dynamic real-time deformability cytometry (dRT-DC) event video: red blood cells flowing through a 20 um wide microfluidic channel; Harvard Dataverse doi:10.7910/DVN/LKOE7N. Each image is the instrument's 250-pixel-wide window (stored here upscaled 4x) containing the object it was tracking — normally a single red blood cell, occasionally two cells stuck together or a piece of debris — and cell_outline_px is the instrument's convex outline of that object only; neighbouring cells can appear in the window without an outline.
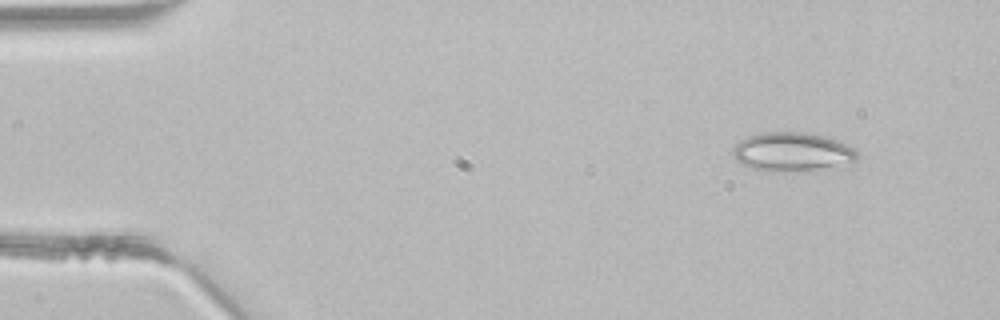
{"species": "common noctule bat (a hibernating species)", "species_latin": "Nyctalus noctula", "temperature_condition": "room temperature", "stored_images_in_passage": 42, "camera_frame_rate_fps": 3000, "um_per_image_px": 0.085, "animal": {"sex": "male", "body_mass_g": 21.5, "forearm_length_mm": 52.0}, "frame": {"image": 1, "passage_image": 1, "time_ms": 0.0, "image_size_px": [1000, 320], "cell_outline_px": [[860, 156], [856, 160], [816, 168], [752, 168], [736, 160], [732, 156], [732, 148], [740, 140], [748, 136], [764, 132], [804, 132], [824, 136], [836, 140], [856, 148], [860, 152]], "centroid_in_image_um": [67.33, 12.82], "position_along_channel_um": 17.7, "area_um2": 26.76}}
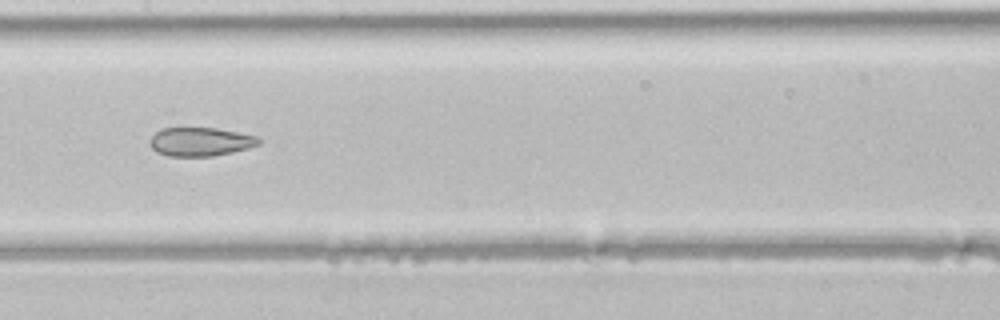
{"frame": {"image": 2, "passage_image": 19, "time_ms": 6.0, "image_size_px": [1000, 320], "cell_outline_px": [[260, 144], [248, 148], [232, 152], [212, 156], [168, 156], [156, 152], [152, 148], [152, 136], [160, 128], [216, 128], [260, 136]], "centroid_in_image_um": [17.08, 12.04], "position_along_channel_um": 190.3, "area_um2": 18.15}}
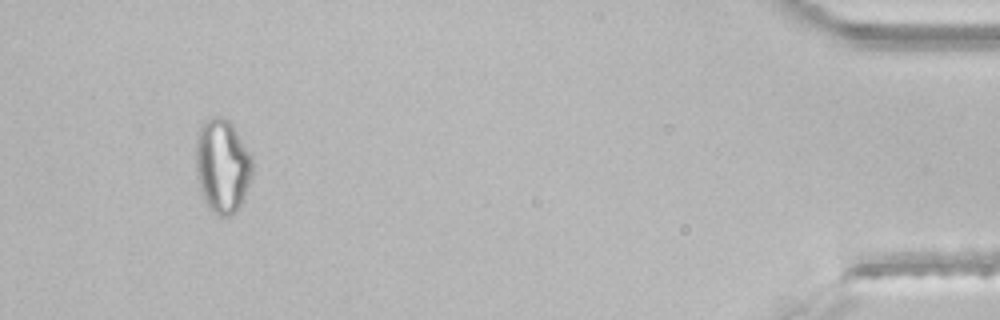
{"frame": {"image": 3, "passage_image": 39, "time_ms": 12.667, "image_size_px": [1000, 320], "cell_outline_px": [[252, 172], [244, 200], [240, 208], [232, 216], [220, 216], [212, 212], [208, 208], [204, 200], [196, 176], [196, 140], [200, 128], [204, 120], [212, 116], [220, 116], [228, 120], [232, 124], [252, 156]], "centroid_in_image_um": [18.9, 14.13], "position_along_channel_um": 416.3, "area_um2": 31.27}}